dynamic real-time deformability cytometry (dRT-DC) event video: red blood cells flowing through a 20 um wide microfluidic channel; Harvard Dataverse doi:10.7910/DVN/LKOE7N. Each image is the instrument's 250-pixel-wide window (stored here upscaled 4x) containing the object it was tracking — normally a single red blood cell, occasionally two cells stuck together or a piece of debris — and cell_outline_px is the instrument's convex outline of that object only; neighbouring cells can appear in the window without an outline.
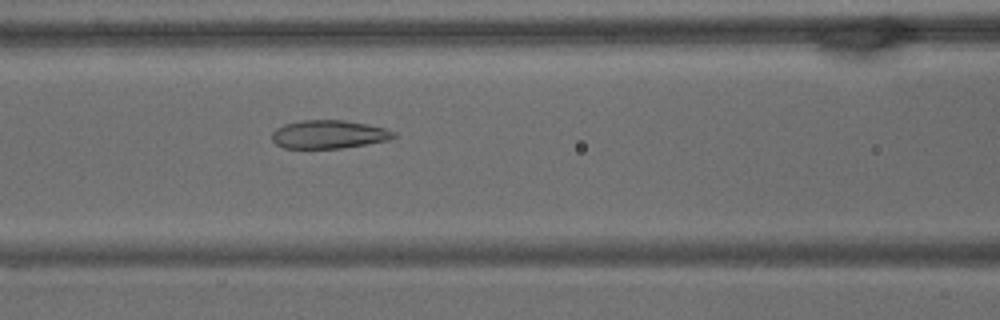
{"species": "common noctule bat (a hibernating species)", "species_latin": "Nyctalus noctula", "temperature_condition": "warm", "stored_images_in_passage": 67, "camera_frame_rate_fps": 3000, "um_per_image_px": 0.085, "animal": {"sex": "male", "body_mass_g": 15.6}, "frame": {"image": 1, "passage_image": 28, "time_ms": 9.0, "image_size_px": [1000, 320], "cell_outline_px": [[396, 136], [388, 140], [368, 144], [340, 148], [284, 148], [276, 144], [272, 140], [272, 132], [276, 128], [284, 124], [300, 120], [344, 120], [368, 124], [384, 128], [396, 132]], "centroid_in_image_um": [27.94, 11.41], "position_along_channel_um": 138.7, "area_um2": 20.17}}
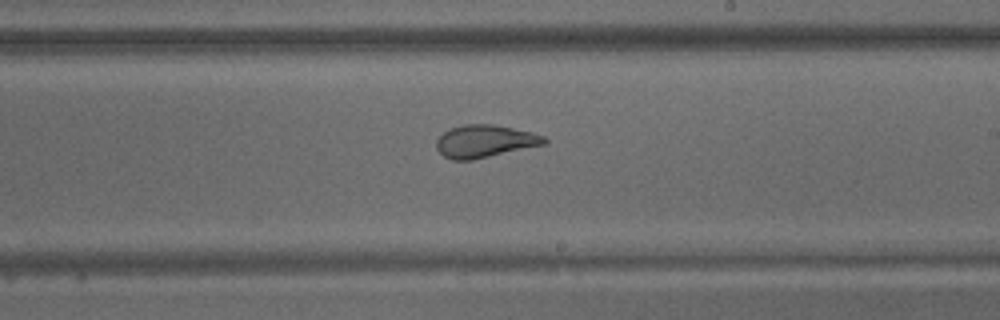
{"frame": {"image": 2, "passage_image": 39, "time_ms": 12.667, "image_size_px": [1000, 320], "cell_outline_px": [[548, 140], [544, 144], [472, 160], [452, 160], [444, 156], [436, 148], [436, 140], [444, 132], [452, 128], [464, 124], [492, 124], [532, 132], [544, 136]], "centroid_in_image_um": [41.19, 12.0], "position_along_channel_um": 247.8, "area_um2": 20.23}}
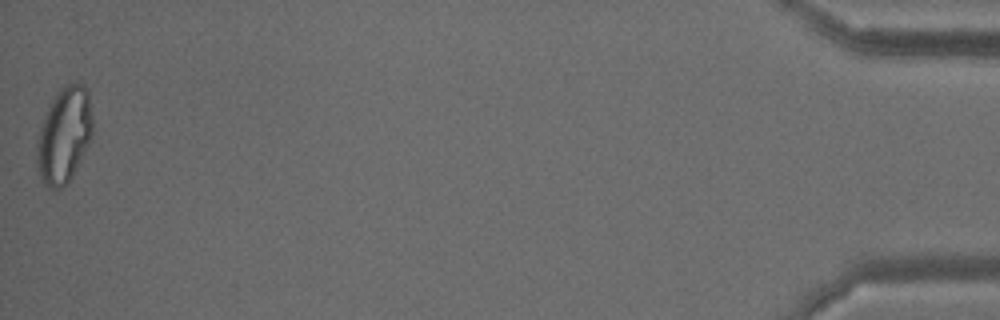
{"frame": {"image": 3, "passage_image": 67, "time_ms": 22.0, "image_size_px": [1000, 320], "cell_outline_px": [[92, 132], [88, 144], [72, 176], [60, 188], [52, 192], [44, 188], [36, 164], [36, 140], [40, 128], [48, 108], [52, 100], [60, 88], [68, 80], [72, 80], [84, 84], [88, 88], [92, 116]], "centroid_in_image_um": [5.43, 11.47], "position_along_channel_um": 429.8, "area_um2": 31.56}, "authors_computed_cell_mechanics": {"area_um2": 25.4898, "velocity_mm_per_s": 2.9807, "shape_relaxation_time_tau1_ms": null, "shape_relaxation_time_tau2_ms": 1.5952, "deformation_change_tau1": null, "deformation_change_tau2": 0.0793}}